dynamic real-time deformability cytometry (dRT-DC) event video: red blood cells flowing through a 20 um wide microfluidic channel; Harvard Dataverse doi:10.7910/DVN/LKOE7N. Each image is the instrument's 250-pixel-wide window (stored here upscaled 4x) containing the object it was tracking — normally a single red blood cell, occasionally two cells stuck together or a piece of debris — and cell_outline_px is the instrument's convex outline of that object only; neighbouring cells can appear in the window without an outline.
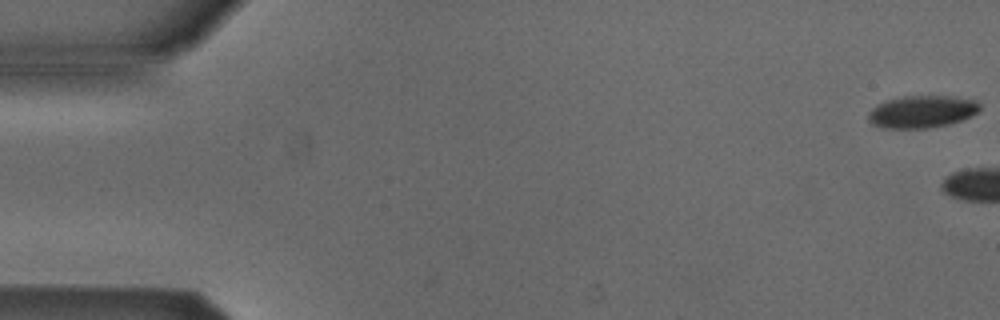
{"species": "Egyptian fruit bat (a non-hibernating species)", "species_latin": "Rousettus aegyptiacus", "temperature_condition": "cold", "stored_images_in_passage": 6, "camera_frame_rate_fps": 3000, "um_per_image_px": 0.085, "animal": {"sex": "male"}, "frame": {"image": 1, "passage_image": 1, "time_ms": 0.0, "image_size_px": [1000, 320], "cell_outline_px": [[980, 108], [972, 116], [948, 124], [928, 128], [884, 128], [872, 124], [868, 120], [868, 112], [876, 104], [884, 100], [904, 96], [956, 96], [976, 100], [980, 104]], "centroid_in_image_um": [78.34, 9.48], "position_along_channel_um": 6.7, "area_um2": 21.15}}
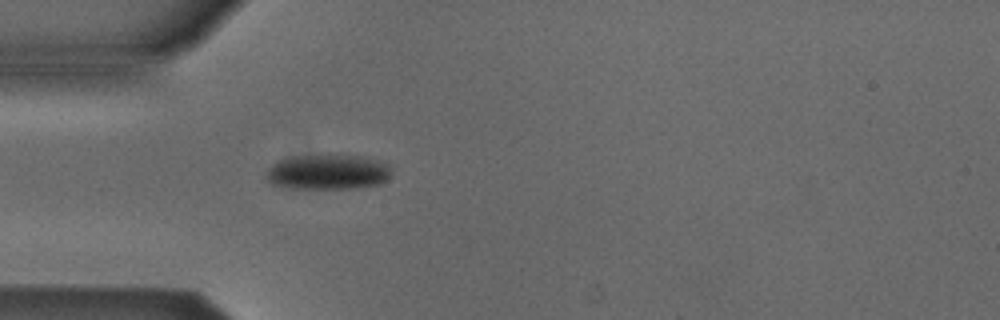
{"frame": {"image": 2, "passage_image": 6, "time_ms": 1.667, "image_size_px": [1000, 320], "cell_outline_px": [[392, 172], [380, 184], [352, 188], [288, 188], [272, 184], [268, 180], [268, 168], [276, 160], [296, 156], [328, 152], [360, 156], [392, 164]], "centroid_in_image_um": [27.88, 14.57], "position_along_channel_um": 57.1, "area_um2": 26.24}}